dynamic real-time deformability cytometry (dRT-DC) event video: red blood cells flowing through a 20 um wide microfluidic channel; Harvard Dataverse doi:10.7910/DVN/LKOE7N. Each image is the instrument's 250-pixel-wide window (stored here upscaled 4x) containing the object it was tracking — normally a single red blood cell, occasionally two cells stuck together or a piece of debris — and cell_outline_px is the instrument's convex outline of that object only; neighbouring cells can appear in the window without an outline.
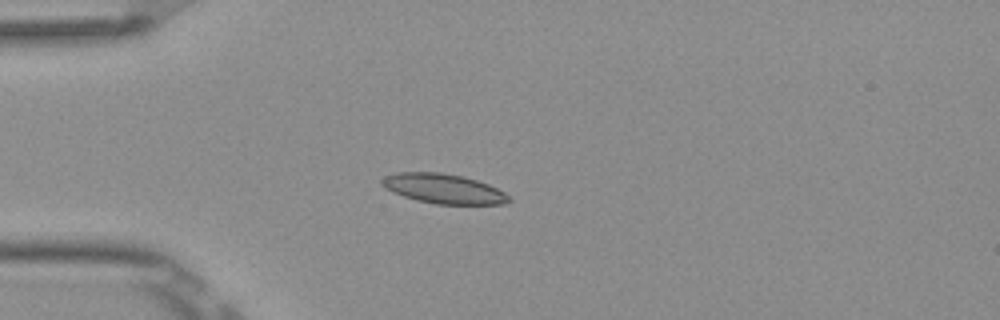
{"species": "Egyptian fruit bat (a non-hibernating species)", "species_latin": "Rousettus aegyptiacus", "temperature_condition": "room temperature", "stored_images_in_passage": 4, "camera_frame_rate_fps": 3000, "um_per_image_px": 0.085, "frame": {"image": 1, "passage_image": 3, "time_ms": 0.667, "image_size_px": [1000, 320], "cell_outline_px": [[512, 200], [504, 204], [436, 204], [416, 200], [392, 192], [384, 188], [380, 184], [380, 180], [384, 176], [396, 172], [440, 172], [464, 176], [488, 184], [504, 192]], "centroid_in_image_um": [37.66, 16.03], "position_along_channel_um": 47.3, "area_um2": 22.08}}